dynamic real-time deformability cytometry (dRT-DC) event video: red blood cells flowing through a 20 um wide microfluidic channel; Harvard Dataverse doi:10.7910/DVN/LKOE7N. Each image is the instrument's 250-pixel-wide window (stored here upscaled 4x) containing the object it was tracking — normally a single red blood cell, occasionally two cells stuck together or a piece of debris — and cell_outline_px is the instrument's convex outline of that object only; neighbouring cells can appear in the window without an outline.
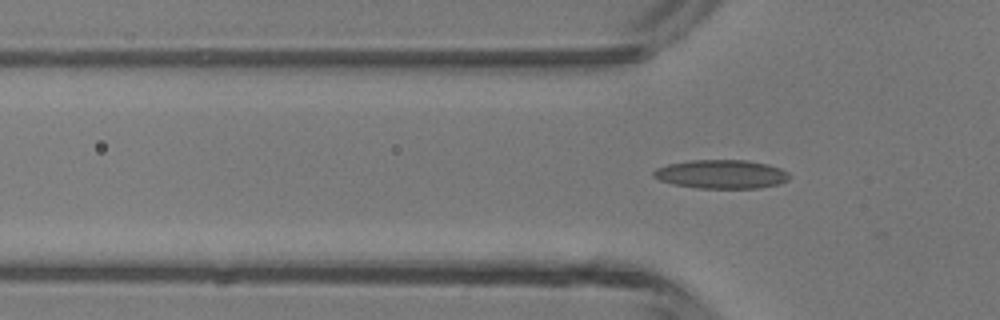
{"species": "common noctule bat (a hibernating species)", "species_latin": "Nyctalus noctula", "temperature_condition": "room temperature", "stored_images_in_passage": 3, "camera_frame_rate_fps": 3000, "um_per_image_px": 0.085, "animal": {"sex": "male", "body_mass_g": 13.3}, "frame": {"image": 1, "passage_image": 3, "time_ms": 0.667, "image_size_px": [1000, 320], "cell_outline_px": [[792, 176], [788, 180], [780, 184], [760, 188], [696, 188], [672, 184], [660, 180], [652, 176], [652, 172], [656, 168], [668, 164], [692, 160], [748, 160], [768, 164], [780, 168], [788, 172]], "centroid_in_image_um": [61.34, 14.81], "position_along_channel_um": 64.5, "area_um2": 23.0}}